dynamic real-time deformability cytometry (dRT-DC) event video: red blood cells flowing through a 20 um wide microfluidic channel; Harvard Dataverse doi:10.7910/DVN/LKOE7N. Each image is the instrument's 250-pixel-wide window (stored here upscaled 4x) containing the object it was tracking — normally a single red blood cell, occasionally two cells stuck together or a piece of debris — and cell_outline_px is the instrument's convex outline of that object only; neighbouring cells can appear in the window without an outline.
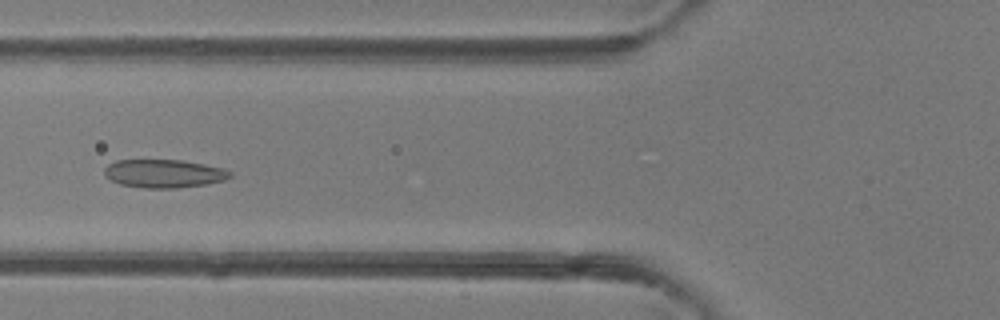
{"species": "common noctule bat (a hibernating species)", "species_latin": "Nyctalus noctula", "temperature_condition": "room temperature", "stored_images_in_passage": 5, "camera_frame_rate_fps": 3000, "um_per_image_px": 0.085, "animal": {"sex": "female"}, "frame": {"image": 1, "passage_image": 5, "time_ms": 4.333, "image_size_px": [1000, 320], "cell_outline_px": [[232, 176], [224, 180], [208, 184], [176, 188], [144, 188], [120, 184], [104, 176], [104, 168], [108, 164], [116, 160], [184, 160], [224, 168], [232, 172]], "centroid_in_image_um": [13.95, 14.75], "position_along_channel_um": 111.9, "area_um2": 20.87}}